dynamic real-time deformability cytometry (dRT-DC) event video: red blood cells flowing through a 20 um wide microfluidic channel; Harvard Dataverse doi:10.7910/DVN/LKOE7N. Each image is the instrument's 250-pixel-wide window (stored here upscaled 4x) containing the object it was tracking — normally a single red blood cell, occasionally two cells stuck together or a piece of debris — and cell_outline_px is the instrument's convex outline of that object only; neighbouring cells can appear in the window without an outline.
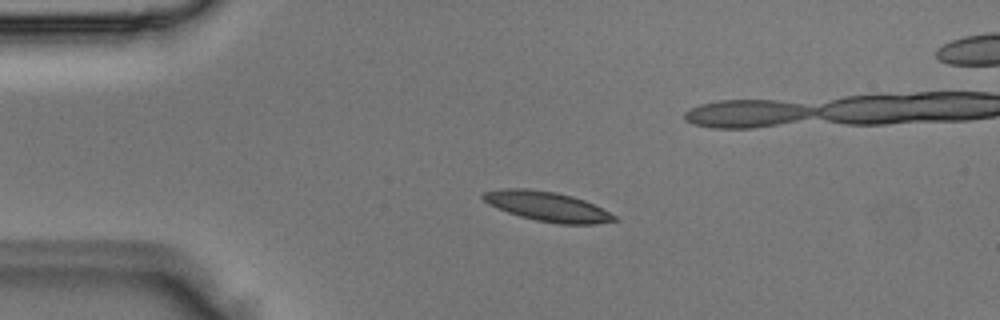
{"species": "Egyptian fruit bat (a non-hibernating species)", "species_latin": "Rousettus aegyptiacus", "temperature_condition": "room temperature", "stored_images_in_passage": 4, "camera_frame_rate_fps": 3000, "um_per_image_px": 0.085, "animal": {"sex": "male"}, "frame": {"image": 1, "passage_image": 2, "time_ms": 0.333, "image_size_px": [1000, 320], "cell_outline_px": [[620, 220], [596, 224], [560, 224], [536, 220], [520, 216], [496, 208], [488, 204], [480, 196], [484, 192], [504, 188], [524, 188], [556, 192], [572, 196], [584, 200], [616, 216]], "centroid_in_image_um": [46.51, 17.55], "position_along_channel_um": 38.5, "area_um2": 22.54}}